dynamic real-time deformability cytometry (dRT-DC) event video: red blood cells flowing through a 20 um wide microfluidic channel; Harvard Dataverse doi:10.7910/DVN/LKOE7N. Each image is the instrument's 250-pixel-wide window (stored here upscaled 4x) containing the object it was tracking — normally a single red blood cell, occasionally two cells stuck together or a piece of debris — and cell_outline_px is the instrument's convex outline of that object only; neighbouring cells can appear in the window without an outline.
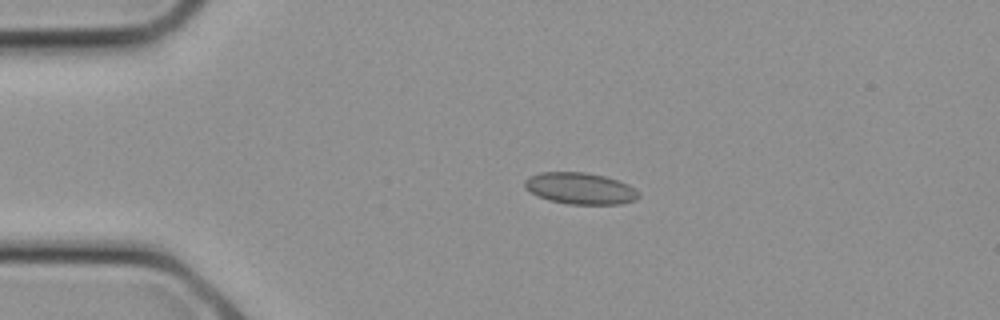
{"species": "common noctule bat (a hibernating species)", "species_latin": "Nyctalus noctula", "temperature_condition": "cold", "stored_images_in_passage": 10, "camera_frame_rate_fps": 3000, "um_per_image_px": 0.085, "animal": {"sex": "female", "body_mass_g": 21.9}, "frame": {"image": 1, "passage_image": 6, "time_ms": 1.667, "image_size_px": [1000, 320], "cell_outline_px": [[640, 196], [636, 200], [620, 204], [568, 204], [548, 200], [524, 188], [524, 180], [528, 176], [540, 172], [584, 172], [604, 176], [628, 184], [640, 192]], "centroid_in_image_um": [49.32, 16.01], "position_along_channel_um": 35.7, "area_um2": 20.98}}
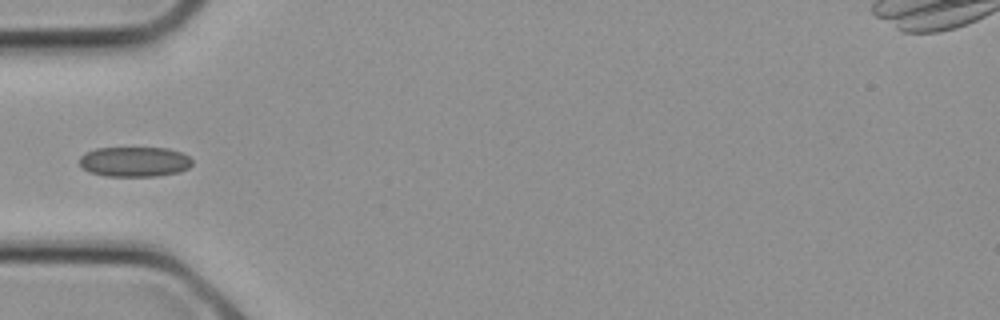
{"frame": {"image": 2, "passage_image": 9, "time_ms": 2.667, "image_size_px": [1000, 320], "cell_outline_px": [[192, 164], [188, 168], [180, 172], [156, 176], [104, 176], [88, 172], [80, 164], [80, 156], [84, 152], [96, 148], [168, 148], [180, 152], [188, 156], [192, 160]], "centroid_in_image_um": [11.42, 13.75], "position_along_channel_um": 73.6, "area_um2": 19.83}}